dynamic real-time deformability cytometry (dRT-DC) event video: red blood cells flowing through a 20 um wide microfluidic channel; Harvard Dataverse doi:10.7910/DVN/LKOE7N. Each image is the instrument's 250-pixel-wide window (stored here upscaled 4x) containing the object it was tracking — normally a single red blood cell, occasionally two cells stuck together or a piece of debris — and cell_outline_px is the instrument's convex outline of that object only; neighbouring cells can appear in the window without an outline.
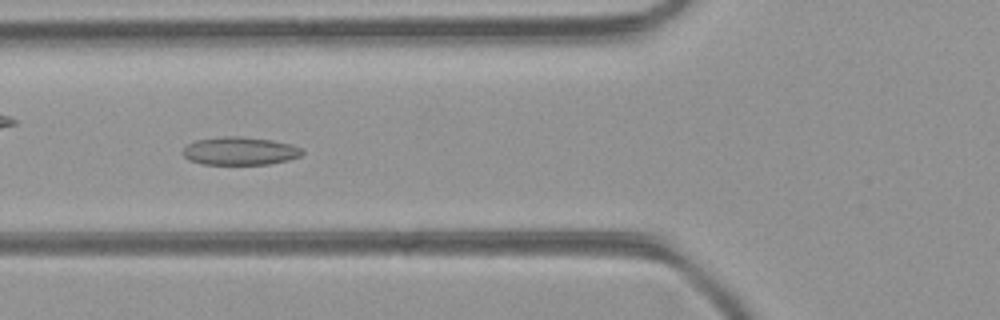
{"species": "common noctule bat (a hibernating species)", "species_latin": "Nyctalus noctula", "temperature_condition": "room temperature", "stored_images_in_passage": 46, "camera_frame_rate_fps": 3000, "um_per_image_px": 0.085, "animal": {"sex": "female", "body_mass_g": 21.9}, "frame": {"image": 1, "passage_image": 17, "time_ms": 5.333, "image_size_px": [1000, 320], "cell_outline_px": [[304, 152], [300, 156], [288, 160], [272, 164], [200, 164], [188, 160], [184, 156], [184, 148], [188, 144], [196, 140], [224, 136], [240, 136], [272, 140], [292, 144], [300, 148]], "centroid_in_image_um": [20.4, 12.83], "position_along_channel_um": 105.4, "area_um2": 19.54}}
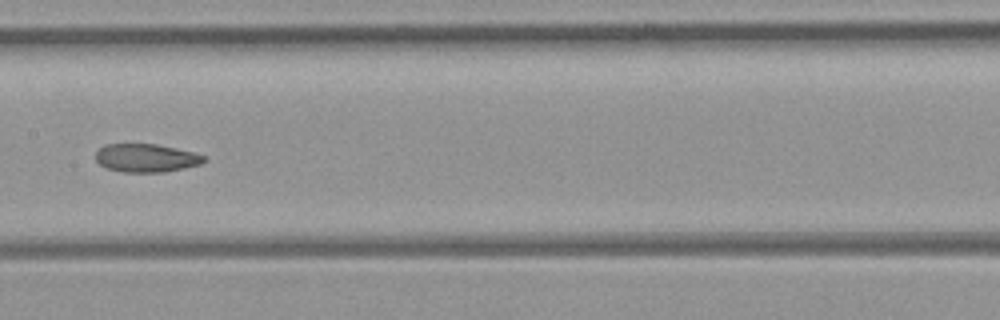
{"frame": {"image": 2, "passage_image": 23, "time_ms": 7.333, "image_size_px": [1000, 320], "cell_outline_px": [[204, 160], [200, 164], [184, 168], [164, 172], [124, 172], [108, 168], [100, 164], [96, 160], [96, 152], [104, 144], [156, 144], [176, 148], [192, 152], [204, 156]], "centroid_in_image_um": [12.4, 13.42], "position_along_channel_um": 195.0, "area_um2": 17.63}}
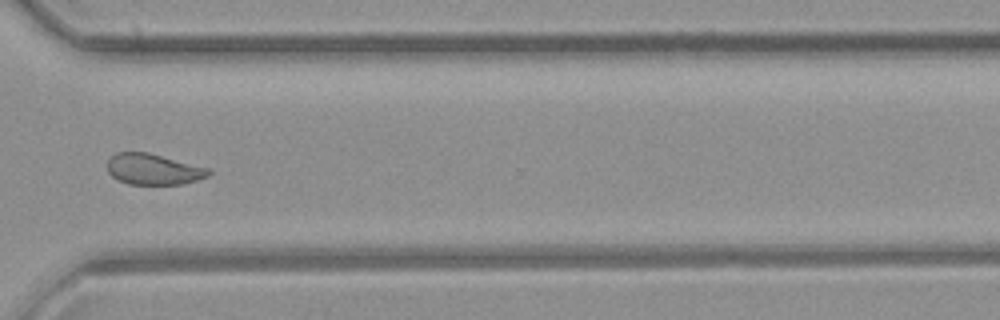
{"frame": {"image": 3, "passage_image": 34, "time_ms": 11.0, "image_size_px": [1000, 320], "cell_outline_px": [[212, 172], [208, 176], [196, 180], [180, 184], [128, 184], [116, 180], [108, 172], [108, 160], [116, 152], [148, 152], [208, 168]], "centroid_in_image_um": [13.01, 14.39], "position_along_channel_um": 357.6, "area_um2": 18.15}, "authors_computed_cell_mechanics": {"area_um2": 19.3919, "velocity_mm_per_s": 4.4392, "shape_relaxation_time_tau1_ms": null, "shape_relaxation_time_tau2_ms": 2.5118, "deformation_change_tau1": null, "deformation_change_tau2": 0.0868}}